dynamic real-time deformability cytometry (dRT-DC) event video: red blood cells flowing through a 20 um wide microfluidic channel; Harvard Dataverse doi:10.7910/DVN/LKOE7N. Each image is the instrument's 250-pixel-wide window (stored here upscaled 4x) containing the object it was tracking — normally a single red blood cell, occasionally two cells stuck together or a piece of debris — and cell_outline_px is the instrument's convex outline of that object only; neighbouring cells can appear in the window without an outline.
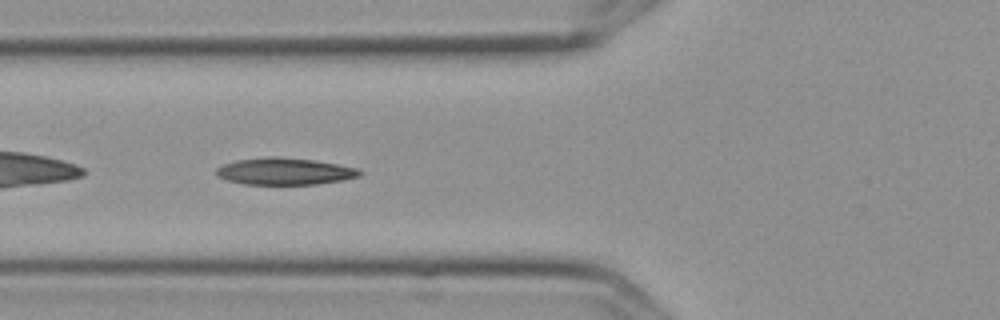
{"species": "Egyptian fruit bat (a non-hibernating species)", "species_latin": "Rousettus aegyptiacus", "temperature_condition": "cold", "stored_images_in_passage": 7, "camera_frame_rate_fps": 3000, "um_per_image_px": 0.085, "frame": {"image": 1, "passage_image": 6, "time_ms": 1.667, "image_size_px": [1000, 320], "cell_outline_px": [[364, 172], [360, 176], [340, 180], [316, 184], [244, 184], [228, 180], [216, 176], [216, 168], [224, 164], [236, 160], [268, 156], [276, 156], [312, 160], [336, 164], [356, 168]], "centroid_in_image_um": [24.16, 14.56], "position_along_channel_um": 101.6, "area_um2": 22.31}}
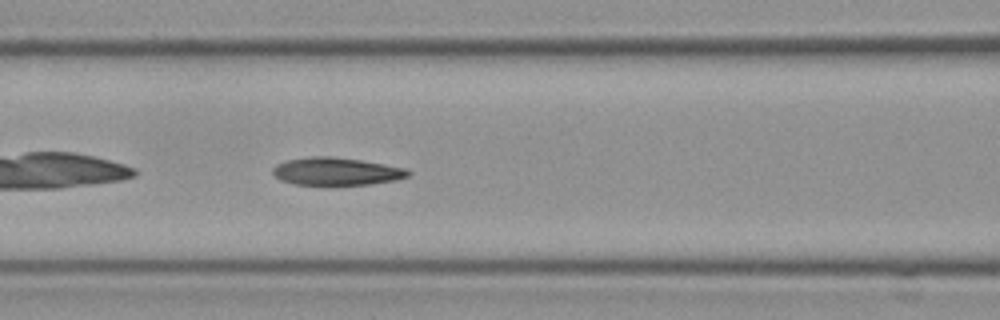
{"frame": {"image": 2, "passage_image": 7, "time_ms": 2.0, "image_size_px": [1000, 320], "cell_outline_px": [[412, 172], [408, 176], [396, 180], [372, 184], [296, 184], [280, 180], [272, 172], [272, 168], [276, 164], [288, 160], [312, 156], [332, 156], [360, 160], [384, 164], [404, 168]], "centroid_in_image_um": [28.59, 14.56], "position_along_channel_um": 138.0, "area_um2": 21.62}}